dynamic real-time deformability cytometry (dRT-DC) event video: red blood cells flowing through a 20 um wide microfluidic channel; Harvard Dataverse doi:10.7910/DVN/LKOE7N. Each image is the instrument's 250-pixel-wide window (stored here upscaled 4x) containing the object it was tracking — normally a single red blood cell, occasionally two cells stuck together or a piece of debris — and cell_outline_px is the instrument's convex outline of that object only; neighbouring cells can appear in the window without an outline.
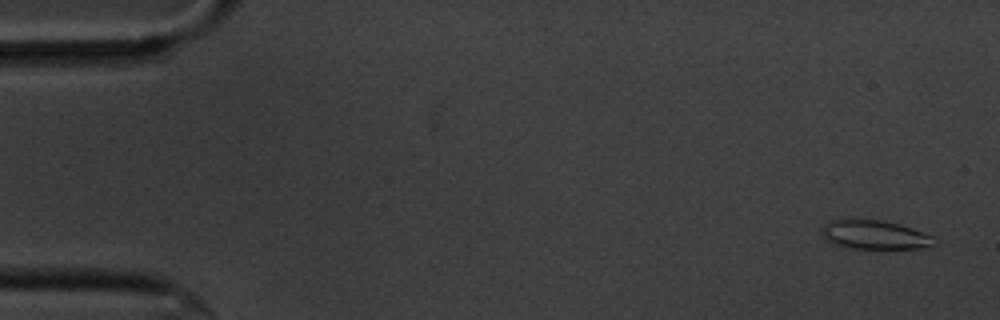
{"species": "common noctule bat (a hibernating species)", "species_latin": "Nyctalus noctula", "temperature_condition": "cold", "stored_images_in_passage": 58, "camera_frame_rate_fps": 3000, "um_per_image_px": 0.085, "animal": {"sex": "male", "body_mass_g": 20.1, "forearm_length_mm": 53.5}, "frame": {"image": 1, "passage_image": 3, "time_ms": 0.667, "image_size_px": [1000, 320], "cell_outline_px": [[940, 244], [928, 248], [844, 248], [832, 244], [820, 236], [820, 228], [828, 220], [884, 220], [932, 236], [940, 240]], "centroid_in_image_um": [74.32, 19.98], "position_along_channel_um": 10.7, "area_um2": 19.19}}
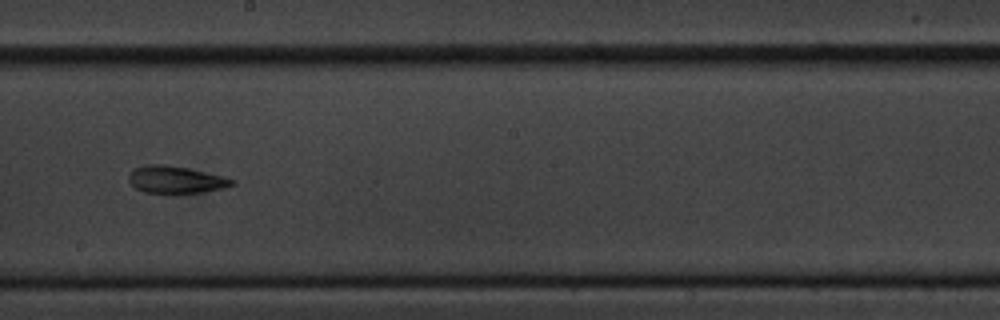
{"frame": {"image": 2, "passage_image": 33, "time_ms": 10.667, "image_size_px": [1000, 320], "cell_outline_px": [[236, 184], [224, 188], [204, 192], [144, 192], [136, 188], [128, 180], [128, 176], [136, 168], [144, 164], [164, 164], [188, 168], [224, 176], [236, 180]], "centroid_in_image_um": [14.98, 15.25], "position_along_channel_um": 233.2, "area_um2": 16.24}}
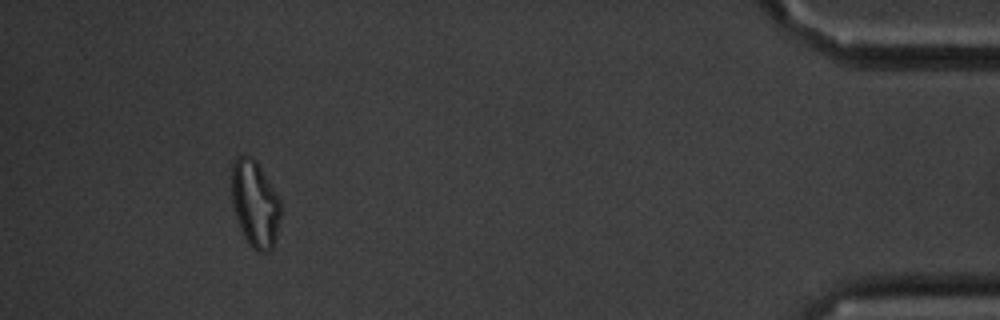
{"frame": {"image": 3, "passage_image": 54, "time_ms": 17.667, "image_size_px": [1000, 320], "cell_outline_px": [[280, 216], [276, 236], [272, 248], [268, 252], [256, 252], [248, 244], [240, 228], [232, 204], [232, 164], [236, 156], [248, 156], [256, 160], [280, 200]], "centroid_in_image_um": [21.66, 17.34], "position_along_channel_um": 413.5, "area_um2": 24.57}, "authors_computed_cell_mechanics": {"area_um2": 18.3515, "velocity_mm_per_s": 3.4681, "shape_relaxation_time_tau1_ms": 7.6532, "shape_relaxation_time_tau2_ms": 5.0042, "deformation_change_tau1": 0.2107, "deformation_change_tau2": 0.136}}